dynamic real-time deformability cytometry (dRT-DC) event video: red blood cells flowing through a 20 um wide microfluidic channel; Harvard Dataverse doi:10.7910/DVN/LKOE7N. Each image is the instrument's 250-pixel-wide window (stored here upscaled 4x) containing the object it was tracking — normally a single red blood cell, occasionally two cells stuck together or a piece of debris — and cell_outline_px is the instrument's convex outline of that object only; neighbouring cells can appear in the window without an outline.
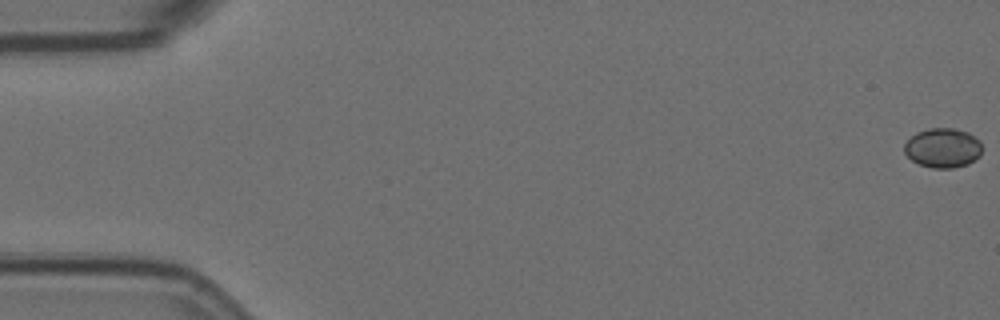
{"species": "Egyptian fruit bat (a non-hibernating species)", "species_latin": "Rousettus aegyptiacus", "temperature_condition": "room temperature", "stored_images_in_passage": 6, "camera_frame_rate_fps": 3000, "um_per_image_px": 0.085, "animal": {"sex": "female"}, "frame": {"image": 1, "passage_image": 1, "time_ms": 0.0, "image_size_px": [1000, 320], "cell_outline_px": [[980, 156], [968, 164], [952, 168], [932, 168], [920, 164], [912, 160], [904, 152], [904, 144], [916, 132], [928, 128], [952, 128], [968, 132], [980, 140]], "centroid_in_image_um": [80.13, 12.57], "position_along_channel_um": 4.9, "area_um2": 17.86}}
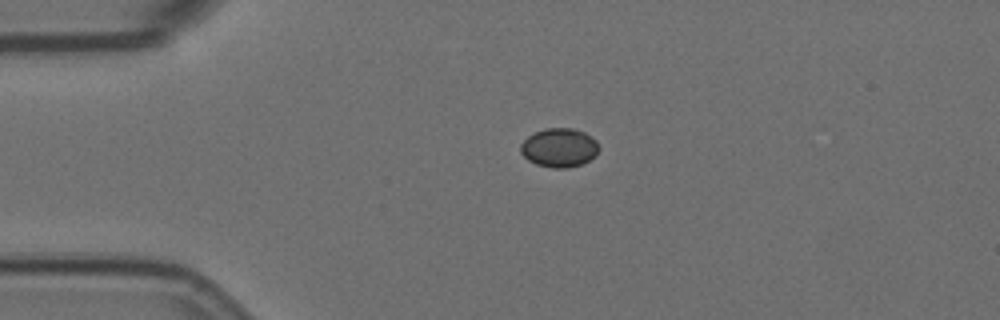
{"frame": {"image": 2, "passage_image": 5, "time_ms": 1.333, "image_size_px": [1000, 320], "cell_outline_px": [[600, 148], [596, 156], [580, 164], [568, 168], [552, 168], [536, 164], [528, 160], [520, 152], [520, 144], [528, 136], [544, 128], [572, 128], [584, 132], [592, 136], [596, 140]], "centroid_in_image_um": [47.55, 12.55], "position_along_channel_um": 37.5, "area_um2": 17.86}}